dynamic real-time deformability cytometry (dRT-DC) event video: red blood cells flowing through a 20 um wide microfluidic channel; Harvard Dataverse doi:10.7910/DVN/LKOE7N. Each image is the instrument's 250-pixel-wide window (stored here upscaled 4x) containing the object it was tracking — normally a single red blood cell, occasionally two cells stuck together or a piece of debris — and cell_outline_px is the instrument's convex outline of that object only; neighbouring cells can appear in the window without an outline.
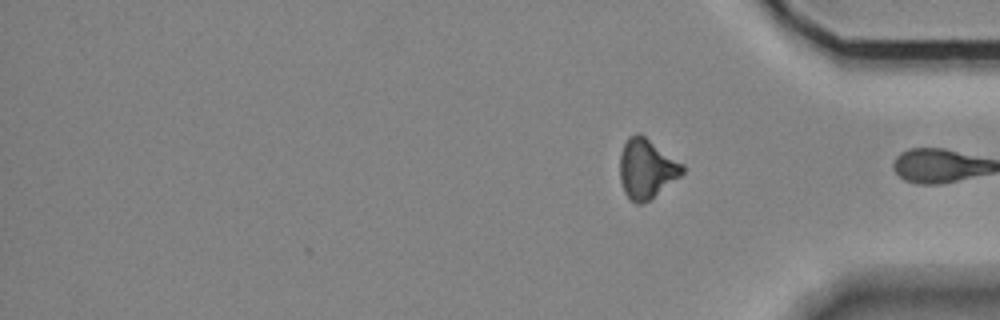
{"species": "Egyptian fruit bat (a non-hibernating species)", "species_latin": "Rousettus aegyptiacus", "temperature_condition": "room temperature", "stored_images_in_passage": 28, "camera_frame_rate_fps": 3000, "um_per_image_px": 0.085, "animal": {"sex": "female"}, "frame": {"image": 1, "passage_image": 28, "time_ms": 9.0, "image_size_px": [1000, 320], "cell_outline_px": [[684, 172], [680, 176], [648, 200], [640, 204], [636, 204], [624, 192], [620, 180], [620, 152], [628, 136], [636, 132], [640, 132], [684, 164]], "centroid_in_image_um": [54.94, 14.29], "position_along_channel_um": 380.3, "area_um2": 21.68}, "authors_computed_cell_mechanics": {"area_um2": 21.675, "velocity_mm_per_s": 3.7207, "shape_relaxation_time_tau1_ms": 9.5669, "shape_relaxation_time_tau2_ms": 4.0754, "deformation_change_tau1": 0.2595, "deformation_change_tau2": 0.1324}}